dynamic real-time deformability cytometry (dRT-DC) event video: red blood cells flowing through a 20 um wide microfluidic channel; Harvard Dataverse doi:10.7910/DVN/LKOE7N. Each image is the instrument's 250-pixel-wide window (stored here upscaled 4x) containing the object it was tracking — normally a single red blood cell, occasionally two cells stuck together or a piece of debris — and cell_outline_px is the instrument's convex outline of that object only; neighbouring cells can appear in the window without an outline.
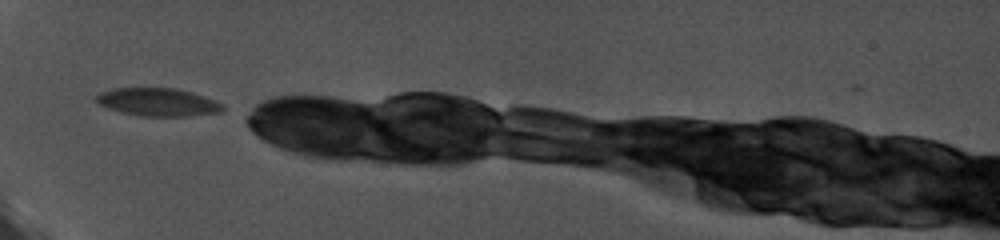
{"species": "common noctule bat (a hibernating species)", "species_latin": "Nyctalus noctula", "temperature_condition": "cold", "stored_images_in_passage": 40, "camera_frame_rate_fps": 5000, "um_per_image_px": 0.085, "animal": {"sex": "female", "body_mass_g": 19.0, "forearm_length_mm": 56.7}, "frame": {"image": 1, "passage_image": 1, "time_ms": 0.0, "image_size_px": [1000, 240], "cell_outline_px": [[224, 108], [220, 112], [192, 116], [144, 116], [120, 112], [108, 108], [100, 104], [96, 100], [96, 96], [100, 92], [112, 88], [176, 88], [192, 92], [204, 96], [224, 104]], "centroid_in_image_um": [13.44, 8.67], "position_along_channel_um": 71.6, "area_um2": 20.63}}